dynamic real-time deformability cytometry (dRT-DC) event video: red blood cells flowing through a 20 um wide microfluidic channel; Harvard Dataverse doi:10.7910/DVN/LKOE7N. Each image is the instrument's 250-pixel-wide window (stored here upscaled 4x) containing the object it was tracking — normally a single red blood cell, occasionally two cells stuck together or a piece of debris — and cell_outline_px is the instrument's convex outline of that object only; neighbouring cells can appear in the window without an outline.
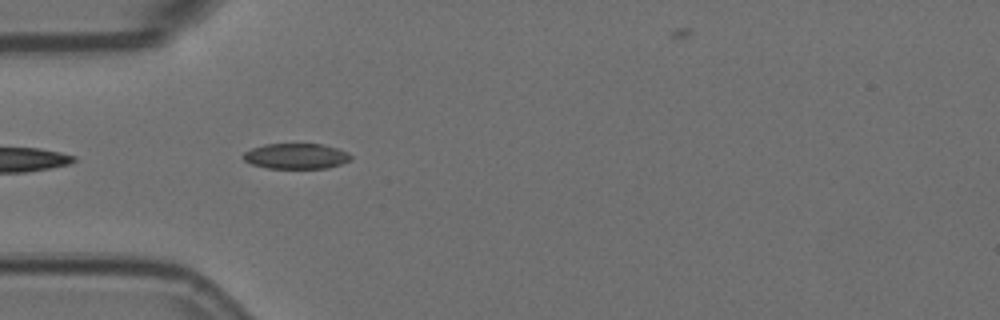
{"species": "Egyptian fruit bat (a non-hibernating species)", "species_latin": "Rousettus aegyptiacus", "temperature_condition": "room temperature", "stored_images_in_passage": 9, "camera_frame_rate_fps": 3000, "um_per_image_px": 0.085, "animal": {"sex": "female"}, "frame": {"image": 1, "passage_image": 3, "time_ms": 0.667, "image_size_px": [1000, 320], "cell_outline_px": [[352, 160], [328, 168], [268, 168], [252, 164], [244, 160], [240, 156], [244, 152], [252, 148], [264, 144], [320, 144], [336, 148], [348, 152], [352, 156]], "centroid_in_image_um": [25.16, 13.27], "position_along_channel_um": 59.8, "area_um2": 16.01}}